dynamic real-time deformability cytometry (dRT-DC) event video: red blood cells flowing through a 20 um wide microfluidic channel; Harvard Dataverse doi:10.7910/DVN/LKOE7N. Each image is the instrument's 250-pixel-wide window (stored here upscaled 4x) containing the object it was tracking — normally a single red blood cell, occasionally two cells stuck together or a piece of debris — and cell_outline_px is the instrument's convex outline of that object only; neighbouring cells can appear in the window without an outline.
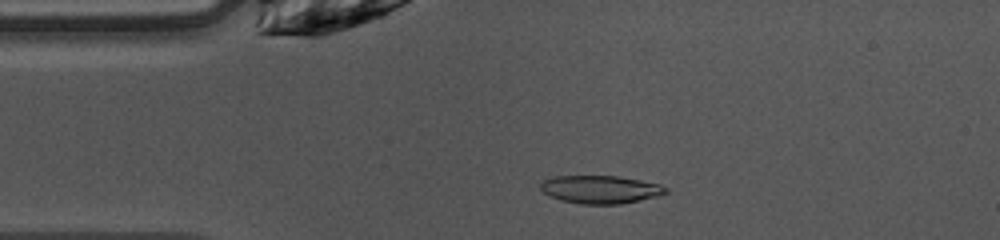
{"species": "common noctule bat (a hibernating species)", "species_latin": "Nyctalus noctula", "temperature_condition": "warm", "stored_images_in_passage": 49, "camera_frame_rate_fps": 3000, "um_per_image_px": 0.085, "animal": {"sex": "female", "body_mass_g": 10.0, "forearm_length_mm": 53.1}, "frame": {"image": 1, "passage_image": 9, "time_ms": 2.667, "image_size_px": [1000, 240], "cell_outline_px": [[668, 192], [656, 196], [620, 204], [580, 204], [560, 200], [544, 192], [540, 188], [540, 184], [544, 180], [552, 176], [620, 176], [660, 184], [668, 188]], "centroid_in_image_um": [51.03, 16.09], "position_along_channel_um": 34.0, "area_um2": 20.35}}
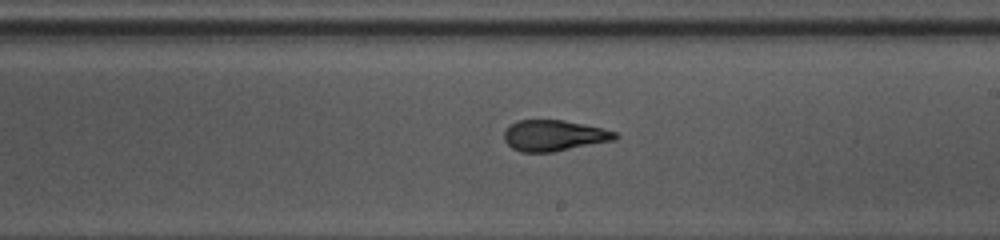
{"frame": {"image": 2, "passage_image": 26, "time_ms": 8.333, "image_size_px": [1000, 240], "cell_outline_px": [[620, 136], [616, 140], [552, 152], [520, 152], [512, 148], [504, 140], [504, 132], [516, 120], [564, 120], [584, 124], [616, 132]], "centroid_in_image_um": [47.1, 11.52], "position_along_channel_um": 241.9, "area_um2": 20.0}}
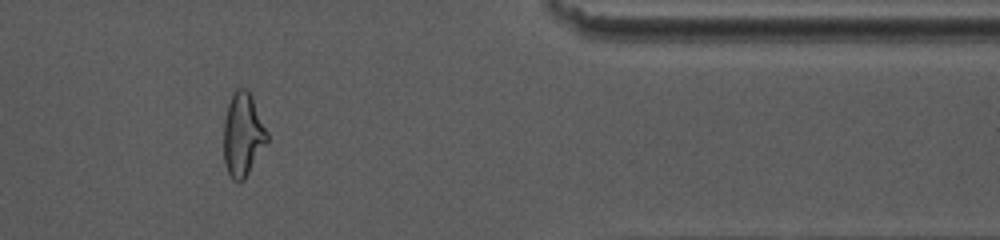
{"frame": {"image": 3, "passage_image": 39, "time_ms": 12.667, "image_size_px": [1000, 240], "cell_outline_px": [[268, 140], [244, 180], [232, 180], [224, 164], [224, 120], [228, 104], [232, 92], [236, 88], [244, 88], [252, 96], [268, 132]], "centroid_in_image_um": [20.63, 11.42], "position_along_channel_um": 390.8, "area_um2": 21.04}, "authors_computed_cell_mechanics": {"area_um2": 20.4034, "velocity_mm_per_s": 4.0621, "shape_relaxation_time_tau1_ms": 7.957, "shape_relaxation_time_tau2_ms": 1.7843, "deformation_change_tau1": 0.2188, "deformation_change_tau2": 0.0924}}